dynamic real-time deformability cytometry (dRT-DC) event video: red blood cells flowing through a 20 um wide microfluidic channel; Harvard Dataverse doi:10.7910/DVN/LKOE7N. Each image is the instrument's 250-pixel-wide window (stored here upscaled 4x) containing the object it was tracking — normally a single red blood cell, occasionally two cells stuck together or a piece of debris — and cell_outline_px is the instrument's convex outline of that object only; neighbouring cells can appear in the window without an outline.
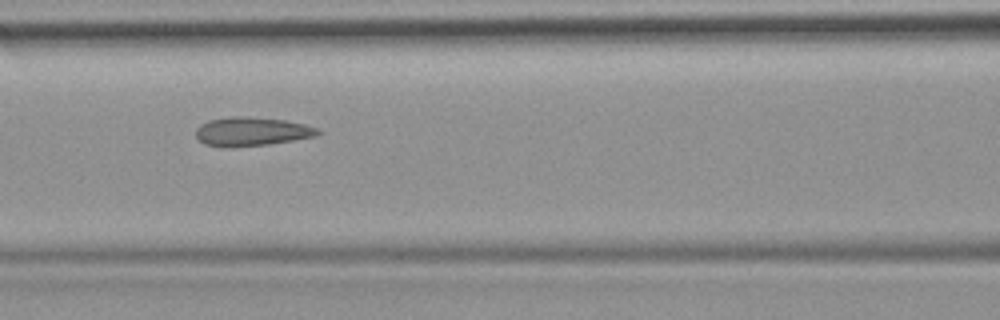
{"species": "common noctule bat (a hibernating species)", "species_latin": "Nyctalus noctula", "temperature_condition": "room temperature", "stored_images_in_passage": 51, "camera_frame_rate_fps": 3000, "um_per_image_px": 0.085, "animal": {"sex": "female", "body_mass_g": 19.9}, "frame": {"image": 1, "passage_image": 22, "time_ms": 7.0, "image_size_px": [1000, 320], "cell_outline_px": [[320, 132], [316, 136], [268, 144], [204, 144], [196, 136], [196, 128], [200, 124], [208, 120], [232, 116], [248, 116], [284, 120], [304, 124], [316, 128]], "centroid_in_image_um": [21.41, 11.12], "position_along_channel_um": 145.2, "area_um2": 19.54}, "authors_computed_cell_mechanics": {"area_um2": 20.8658, "velocity_mm_per_s": 3.8957, "shape_relaxation_time_tau1_ms": null, "shape_relaxation_time_tau2_ms": 1.9481, "deformation_change_tau1": null, "deformation_change_tau2": 0.0901}}